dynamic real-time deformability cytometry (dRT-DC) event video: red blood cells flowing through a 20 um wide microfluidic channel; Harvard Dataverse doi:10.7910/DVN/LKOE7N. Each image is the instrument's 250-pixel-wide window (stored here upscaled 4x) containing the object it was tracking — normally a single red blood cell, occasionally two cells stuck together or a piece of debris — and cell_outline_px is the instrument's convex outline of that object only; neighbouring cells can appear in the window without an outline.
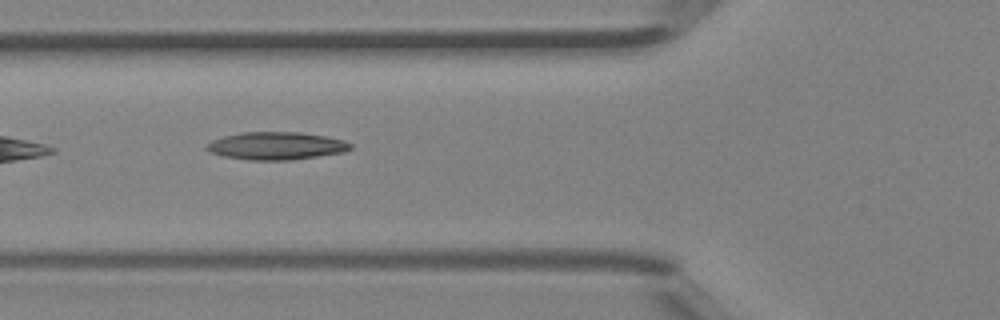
{"species": "Egyptian fruit bat (a non-hibernating species)", "species_latin": "Rousettus aegyptiacus", "temperature_condition": "room temperature", "stored_images_in_passage": 5, "camera_frame_rate_fps": 3000, "um_per_image_px": 0.085, "animal": {"sex": "female"}, "frame": {"image": 1, "passage_image": 5, "time_ms": 1.333, "image_size_px": [1000, 320], "cell_outline_px": [[352, 148], [344, 152], [292, 160], [248, 160], [224, 156], [208, 152], [204, 148], [212, 140], [224, 136], [244, 132], [300, 132], [328, 136], [344, 140], [352, 144]], "centroid_in_image_um": [23.49, 12.39], "position_along_channel_um": 102.3, "area_um2": 23.35}}